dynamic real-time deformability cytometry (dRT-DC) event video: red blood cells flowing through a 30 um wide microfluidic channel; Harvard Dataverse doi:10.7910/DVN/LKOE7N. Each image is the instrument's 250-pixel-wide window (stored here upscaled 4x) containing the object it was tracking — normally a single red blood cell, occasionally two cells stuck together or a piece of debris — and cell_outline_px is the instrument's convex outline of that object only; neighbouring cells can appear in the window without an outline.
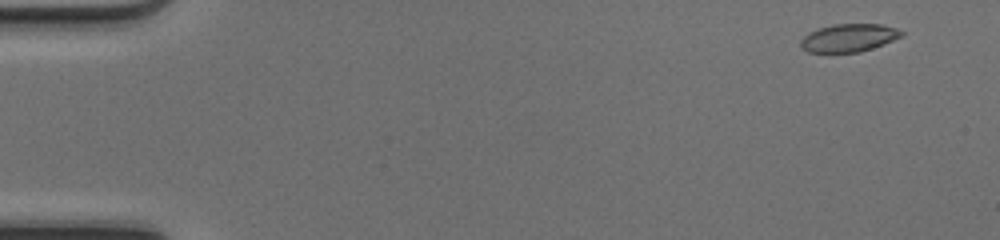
{"species": "common noctule bat (a hibernating species)", "species_latin": "Nyctalus noctula", "temperature_condition": "cold", "stored_images_in_passage": 43, "camera_frame_rate_fps": 3000, "um_per_image_px": 0.085, "animal": {"sex": "female", "body_mass_g": 17.0, "forearm_length_mm": 48.0}, "frame": {"image": 1, "passage_image": 2, "time_ms": 0.333, "image_size_px": [1000, 240], "cell_outline_px": [[904, 36], [872, 48], [860, 52], [808, 52], [800, 48], [800, 40], [808, 32], [832, 24], [880, 24], [896, 28], [904, 32]], "centroid_in_image_um": [72.14, 3.21], "position_along_channel_um": 12.9, "area_um2": 16.47}}
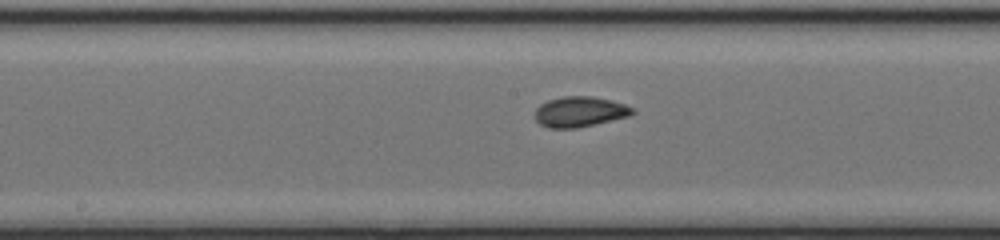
{"frame": {"image": 2, "passage_image": 25, "time_ms": 8.0, "image_size_px": [1000, 240], "cell_outline_px": [[636, 112], [632, 116], [576, 128], [548, 128], [540, 124], [536, 120], [536, 108], [540, 104], [548, 100], [564, 96], [592, 96], [612, 100], [624, 104], [632, 108]], "centroid_in_image_um": [49.31, 9.5], "position_along_channel_um": 198.9, "area_um2": 17.34}}
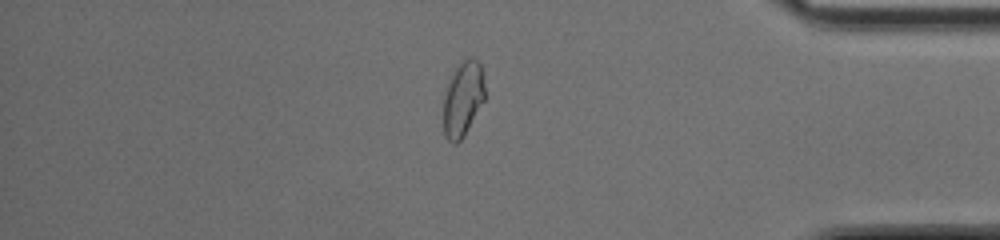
{"frame": {"image": 3, "passage_image": 41, "time_ms": 13.333, "image_size_px": [1000, 240], "cell_outline_px": [[484, 100], [464, 136], [456, 144], [452, 144], [448, 140], [444, 132], [444, 96], [448, 84], [456, 68], [464, 60], [472, 56], [480, 64], [484, 84]], "centroid_in_image_um": [39.35, 8.43], "position_along_channel_um": 395.9, "area_um2": 17.69}}